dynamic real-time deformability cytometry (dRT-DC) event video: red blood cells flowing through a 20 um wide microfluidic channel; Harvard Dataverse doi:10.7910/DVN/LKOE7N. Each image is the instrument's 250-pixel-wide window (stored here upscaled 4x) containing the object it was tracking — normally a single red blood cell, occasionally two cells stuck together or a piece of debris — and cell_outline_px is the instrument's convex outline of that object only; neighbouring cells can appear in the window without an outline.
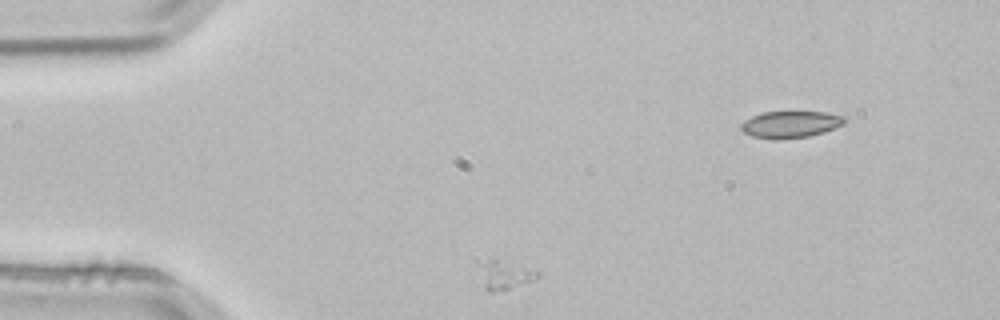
{"species": "common noctule bat (a hibernating species)", "species_latin": "Nyctalus noctula", "temperature_condition": "room temperature", "stored_images_in_passage": 3, "camera_frame_rate_fps": 3000, "um_per_image_px": 0.085, "animal": {"sex": "male", "body_mass_g": 21.5, "forearm_length_mm": 52.0}, "frame": {"image": 1, "passage_image": 1, "time_ms": 0.0, "image_size_px": [1000, 320], "cell_outline_px": [[540, 276], [532, 280], [508, 288], [492, 292], [488, 292], [484, 288], [472, 260], [496, 260], [536, 268], [540, 272]], "centroid_in_image_um": [42.78, 23.32], "position_along_channel_um": 42.2, "area_um2": 10.23}}